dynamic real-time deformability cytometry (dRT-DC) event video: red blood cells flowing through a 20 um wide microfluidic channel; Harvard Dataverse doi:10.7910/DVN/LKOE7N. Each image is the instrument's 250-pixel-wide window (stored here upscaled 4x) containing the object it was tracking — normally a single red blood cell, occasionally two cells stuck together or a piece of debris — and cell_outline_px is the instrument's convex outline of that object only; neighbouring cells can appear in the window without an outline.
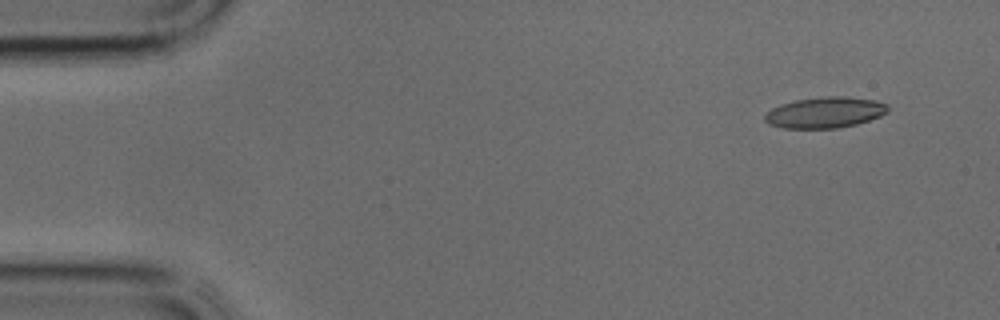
{"species": "common noctule bat (a hibernating species)", "species_latin": "Nyctalus noctula", "temperature_condition": "cold", "stored_images_in_passage": 36, "camera_frame_rate_fps": 3000, "um_per_image_px": 0.085, "animal": {"sex": "male", "body_mass_g": 17.9, "forearm_length_mm": 54.2}, "frame": {"image": 1, "passage_image": 1, "time_ms": 0.0, "image_size_px": [1000, 320], "cell_outline_px": [[888, 112], [880, 116], [856, 124], [836, 128], [784, 128], [768, 124], [764, 120], [764, 116], [772, 108], [780, 104], [796, 100], [828, 96], [844, 96], [876, 100], [888, 104]], "centroid_in_image_um": [70.13, 9.56], "position_along_channel_um": 14.9, "area_um2": 22.14}}
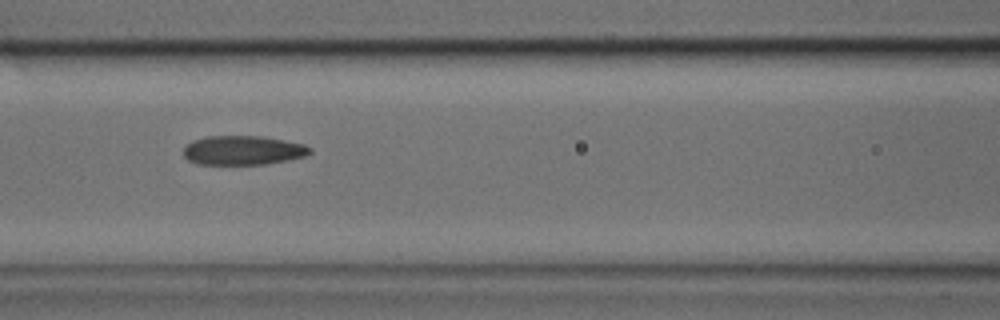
{"frame": {"image": 2, "passage_image": 14, "time_ms": 4.333, "image_size_px": [1000, 320], "cell_outline_px": [[312, 152], [304, 156], [288, 160], [264, 164], [196, 164], [188, 160], [184, 156], [184, 144], [192, 140], [204, 136], [264, 136], [304, 144], [312, 148]], "centroid_in_image_um": [20.62, 12.76], "position_along_channel_um": 146.0, "area_um2": 21.73}}
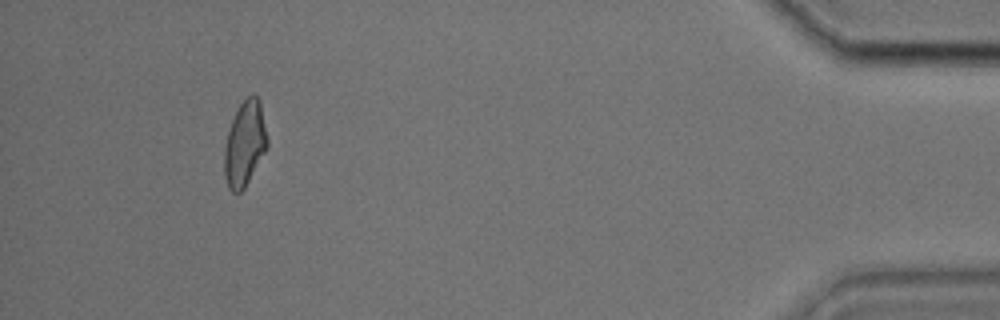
{"frame": {"image": 3, "passage_image": 33, "time_ms": 10.667, "image_size_px": [1000, 320], "cell_outline_px": [[268, 148], [244, 188], [240, 192], [232, 192], [228, 188], [224, 176], [224, 144], [228, 128], [240, 104], [252, 92], [260, 100], [268, 140]], "centroid_in_image_um": [20.8, 12.21], "position_along_channel_um": 414.4, "area_um2": 21.5}}